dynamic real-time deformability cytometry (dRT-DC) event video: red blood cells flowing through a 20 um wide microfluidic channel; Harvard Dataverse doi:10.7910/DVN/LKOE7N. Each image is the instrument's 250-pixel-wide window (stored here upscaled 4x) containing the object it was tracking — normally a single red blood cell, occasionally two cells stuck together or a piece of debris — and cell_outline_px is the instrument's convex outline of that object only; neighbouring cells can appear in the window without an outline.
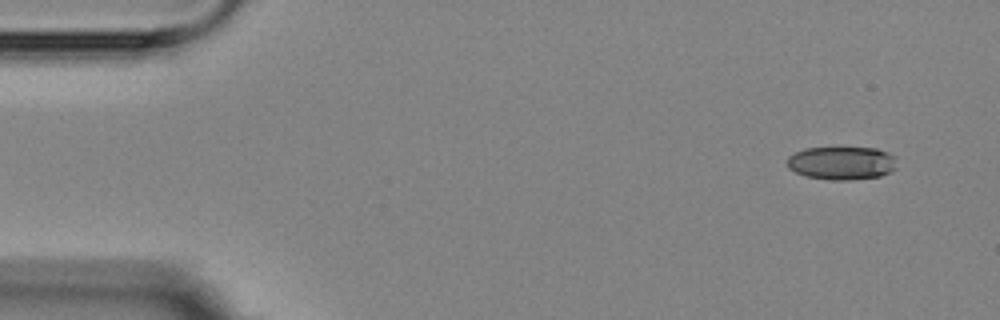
{"species": "Egyptian fruit bat (a non-hibernating species)", "species_latin": "Rousettus aegyptiacus", "temperature_condition": "room temperature", "stored_images_in_passage": 5, "camera_frame_rate_fps": 3000, "um_per_image_px": 0.085, "animal": {"sex": "female"}, "frame": {"image": 1, "passage_image": 1, "time_ms": 0.0, "image_size_px": [1000, 320], "cell_outline_px": [[896, 168], [892, 172], [880, 176], [852, 180], [832, 180], [808, 176], [796, 172], [788, 168], [788, 156], [804, 148], [876, 148], [888, 152], [896, 156]], "centroid_in_image_um": [71.6, 13.86], "position_along_channel_um": 13.4, "area_um2": 21.33}}
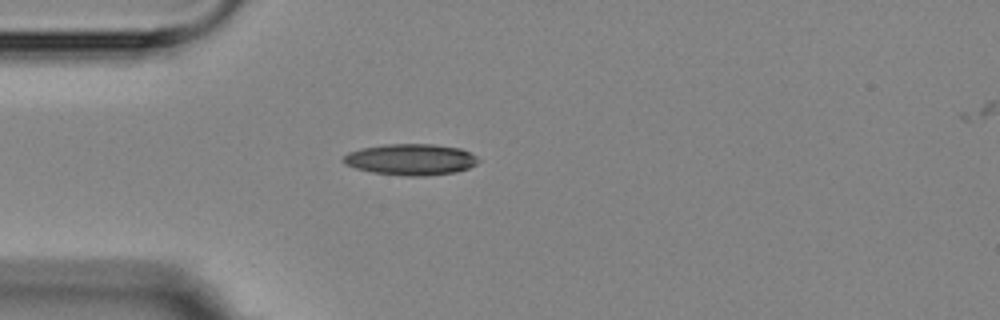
{"frame": {"image": 2, "passage_image": 4, "time_ms": 3.667, "image_size_px": [1000, 320], "cell_outline_px": [[480, 160], [476, 164], [468, 168], [456, 172], [424, 176], [408, 176], [372, 172], [356, 168], [344, 164], [340, 160], [348, 152], [364, 148], [384, 144], [432, 144], [460, 148], [476, 156]], "centroid_in_image_um": [34.9, 13.56], "position_along_channel_um": 50.1, "area_um2": 24.51}}